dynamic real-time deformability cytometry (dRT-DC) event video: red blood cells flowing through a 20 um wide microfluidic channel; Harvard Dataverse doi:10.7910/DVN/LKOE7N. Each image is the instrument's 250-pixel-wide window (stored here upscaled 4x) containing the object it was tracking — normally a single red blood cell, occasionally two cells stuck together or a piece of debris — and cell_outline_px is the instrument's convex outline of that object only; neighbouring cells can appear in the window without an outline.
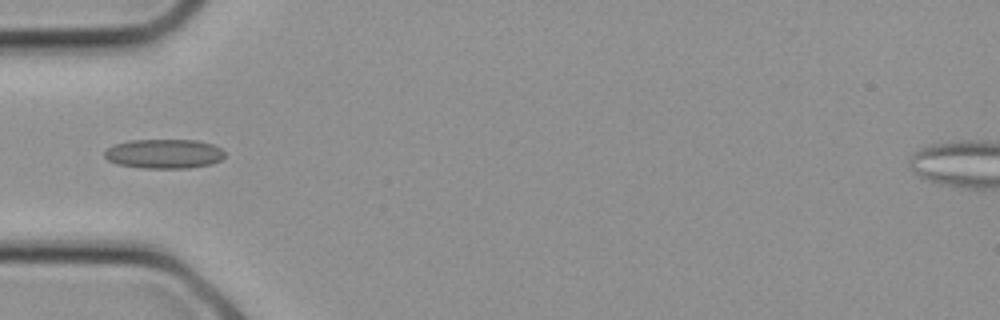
{"species": "common noctule bat (a hibernating species)", "species_latin": "Nyctalus noctula", "temperature_condition": "cold", "stored_images_in_passage": 10, "camera_frame_rate_fps": 3000, "um_per_image_px": 0.085, "animal": {"sex": "female", "body_mass_g": 21.9}, "frame": {"image": 1, "passage_image": 9, "time_ms": 2.667, "image_size_px": [1000, 320], "cell_outline_px": [[224, 156], [220, 160], [212, 164], [188, 168], [140, 168], [116, 164], [108, 160], [104, 156], [104, 152], [112, 144], [128, 140], [200, 140], [212, 144], [220, 148], [224, 152]], "centroid_in_image_um": [13.92, 13.07], "position_along_channel_um": 71.1, "area_um2": 20.81}}